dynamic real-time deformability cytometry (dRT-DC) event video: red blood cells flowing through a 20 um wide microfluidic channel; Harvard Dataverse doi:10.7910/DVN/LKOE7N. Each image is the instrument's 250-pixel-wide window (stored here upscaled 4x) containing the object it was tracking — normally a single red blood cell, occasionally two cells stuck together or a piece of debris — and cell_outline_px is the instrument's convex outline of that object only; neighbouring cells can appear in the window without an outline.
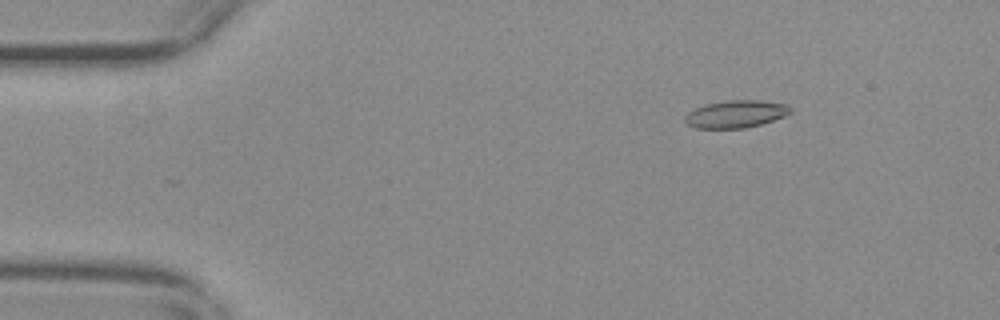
{"species": "common noctule bat (a hibernating species)", "species_latin": "Nyctalus noctula", "temperature_condition": "warm", "stored_images_in_passage": 56, "camera_frame_rate_fps": 3000, "um_per_image_px": 0.085, "animal": {"sex": "female", "body_mass_g": 29.2, "forearm_length_mm": 56.3}, "frame": {"image": 1, "passage_image": 8, "time_ms": 2.333, "image_size_px": [1000, 320], "cell_outline_px": [[792, 112], [784, 116], [760, 124], [744, 128], [692, 128], [684, 120], [684, 116], [688, 112], [704, 104], [728, 100], [760, 100], [788, 104], [792, 108]], "centroid_in_image_um": [62.54, 9.68], "position_along_channel_um": 22.5, "area_um2": 16.94}}
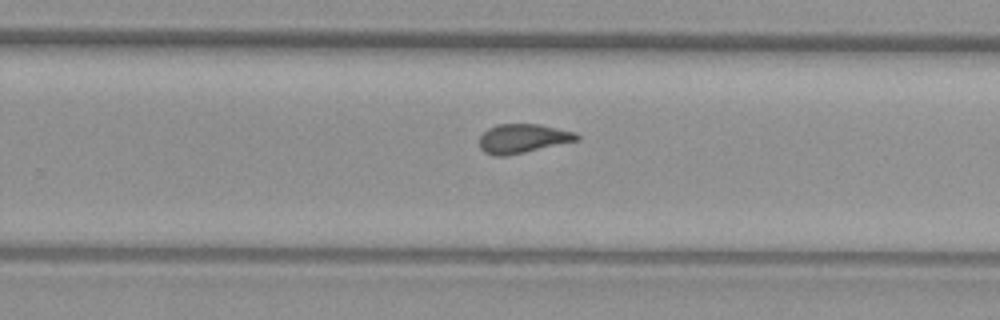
{"frame": {"image": 2, "passage_image": 36, "time_ms": 11.667, "image_size_px": [1000, 320], "cell_outline_px": [[580, 140], [508, 156], [492, 156], [484, 152], [480, 148], [480, 136], [488, 128], [496, 124], [540, 124], [576, 132], [580, 136]], "centroid_in_image_um": [44.45, 11.78], "position_along_channel_um": 285.3, "area_um2": 16.76}}
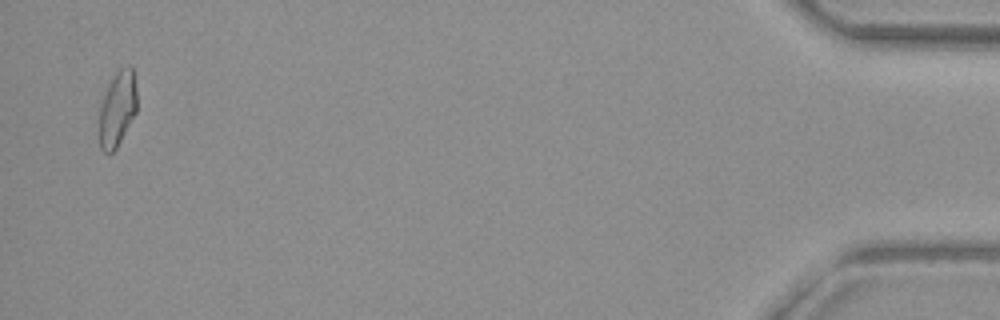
{"frame": {"image": 3, "passage_image": 55, "time_ms": 18.0, "image_size_px": [1000, 320], "cell_outline_px": [[136, 112], [116, 148], [108, 156], [100, 148], [100, 104], [116, 72], [120, 68], [128, 64], [132, 68], [136, 88]], "centroid_in_image_um": [9.98, 9.26], "position_along_channel_um": 425.2, "area_um2": 16.18}, "authors_computed_cell_mechanics": {"area_um2": 16.5597, "velocity_mm_per_s": 3.6856, "shape_relaxation_time_tau1_ms": null, "shape_relaxation_time_tau2_ms": 1.761, "deformation_change_tau1": null, "deformation_change_tau2": 0.0935}}